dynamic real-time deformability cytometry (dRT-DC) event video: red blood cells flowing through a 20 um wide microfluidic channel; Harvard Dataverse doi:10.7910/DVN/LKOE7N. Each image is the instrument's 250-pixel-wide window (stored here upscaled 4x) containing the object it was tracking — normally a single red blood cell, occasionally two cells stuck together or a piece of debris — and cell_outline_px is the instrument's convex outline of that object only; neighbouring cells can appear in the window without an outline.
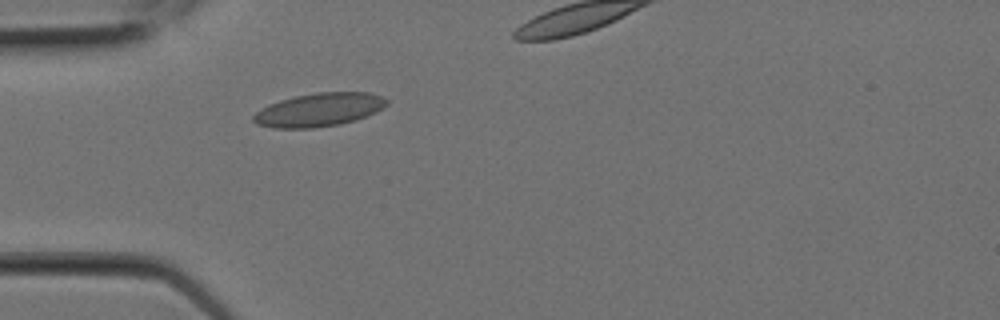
{"species": "Egyptian fruit bat (a non-hibernating species)", "species_latin": "Rousettus aegyptiacus", "temperature_condition": "room temperature", "stored_images_in_passage": 6, "segment_of_instrument_passage": [1, 2], "camera_frame_rate_fps": 3000, "um_per_image_px": 0.085, "animal": {"sex": "female"}, "frame": {"image": 1, "passage_image": 5, "time_ms": 1.333, "image_size_px": [1000, 320], "cell_outline_px": [[388, 104], [376, 112], [356, 120], [340, 124], [312, 128], [272, 128], [256, 124], [252, 120], [252, 116], [260, 108], [268, 104], [280, 100], [296, 96], [316, 92], [368, 92], [380, 96], [388, 100]], "centroid_in_image_um": [27.09, 9.33], "position_along_channel_um": 57.9, "area_um2": 26.07}}